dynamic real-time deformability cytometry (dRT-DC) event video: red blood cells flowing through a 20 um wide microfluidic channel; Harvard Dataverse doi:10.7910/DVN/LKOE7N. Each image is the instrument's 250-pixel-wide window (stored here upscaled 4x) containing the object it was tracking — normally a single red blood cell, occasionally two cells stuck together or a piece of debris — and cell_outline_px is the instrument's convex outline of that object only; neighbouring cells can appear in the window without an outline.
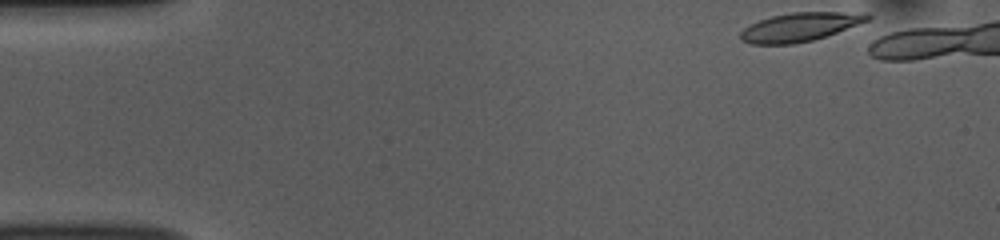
{"species": "common noctule bat (a hibernating species)", "species_latin": "Nyctalus noctula", "temperature_condition": "room temperature", "stored_images_in_passage": 5, "camera_frame_rate_fps": 3000, "um_per_image_px": 0.085, "animal": {"sex": "female", "body_mass_g": 10.0, "forearm_length_mm": 53.1}, "frame": {"image": 1, "passage_image": 1, "time_ms": 0.0, "image_size_px": [1000, 240], "cell_outline_px": [[872, 16], [868, 20], [836, 32], [812, 40], [792, 44], [752, 44], [740, 40], [740, 32], [744, 28], [760, 20], [772, 16], [792, 12], [868, 12]], "centroid_in_image_um": [67.99, 2.28], "position_along_channel_um": 17.0, "area_um2": 20.98}}